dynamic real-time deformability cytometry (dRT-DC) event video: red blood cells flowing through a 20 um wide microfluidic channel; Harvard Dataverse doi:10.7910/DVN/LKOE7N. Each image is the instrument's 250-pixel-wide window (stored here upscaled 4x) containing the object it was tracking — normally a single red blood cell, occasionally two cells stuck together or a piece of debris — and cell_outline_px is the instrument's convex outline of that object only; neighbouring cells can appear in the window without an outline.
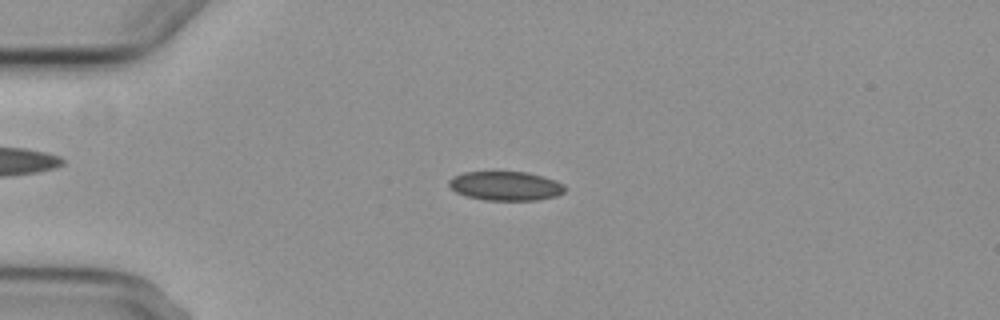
{"species": "common noctule bat (a hibernating species)", "species_latin": "Nyctalus noctula", "temperature_condition": "cold", "stored_images_in_passage": 7, "camera_frame_rate_fps": 3000, "um_per_image_px": 0.085, "animal": {"sex": "female", "body_mass_g": 29.2, "forearm_length_mm": 56.3}, "frame": {"image": 1, "passage_image": 4, "time_ms": 3.667, "image_size_px": [1000, 320], "cell_outline_px": [[564, 192], [556, 196], [536, 200], [484, 200], [468, 196], [456, 192], [448, 184], [448, 180], [452, 176], [464, 172], [528, 172], [544, 176], [556, 180], [564, 184]], "centroid_in_image_um": [42.98, 15.79], "position_along_channel_um": 42.0, "area_um2": 19.71}}
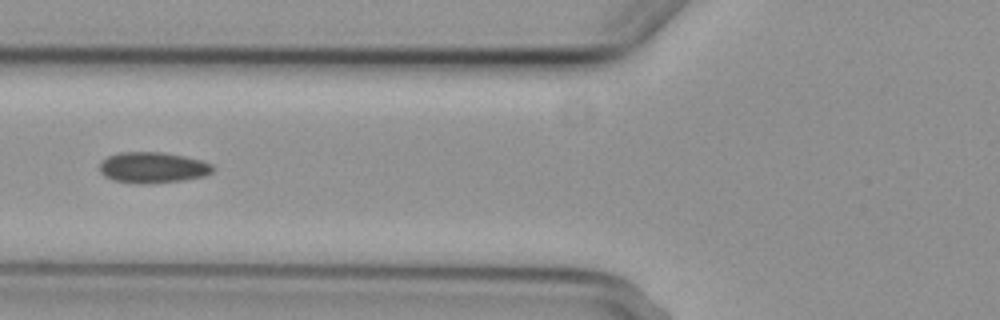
{"frame": {"image": 2, "passage_image": 6, "time_ms": 6.333, "image_size_px": [1000, 320], "cell_outline_px": [[216, 168], [212, 172], [204, 176], [184, 180], [140, 184], [112, 180], [104, 176], [100, 172], [100, 160], [108, 156], [120, 152], [160, 152], [184, 156], [200, 160], [212, 164]], "centroid_in_image_um": [12.97, 14.24], "position_along_channel_um": 112.8, "area_um2": 20.46}}
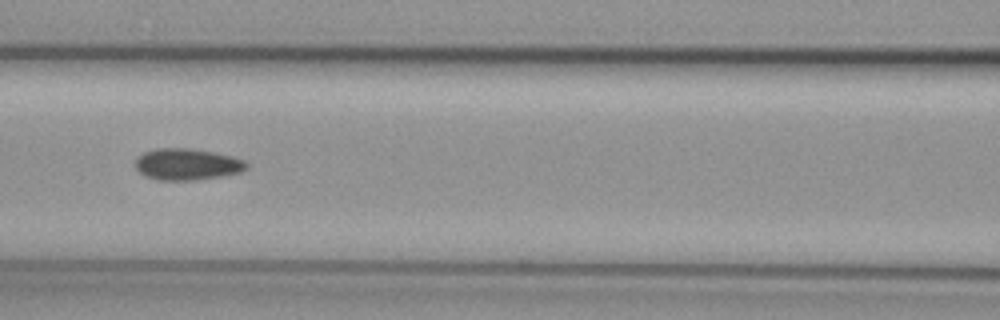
{"frame": {"image": 3, "passage_image": 7, "time_ms": 7.333, "image_size_px": [1000, 320], "cell_outline_px": [[248, 168], [240, 172], [220, 176], [196, 180], [156, 180], [144, 176], [136, 168], [136, 160], [144, 152], [156, 148], [192, 148], [216, 152], [232, 156], [244, 160], [248, 164]], "centroid_in_image_um": [15.92, 13.96], "position_along_channel_um": 150.7, "area_um2": 20.52}}